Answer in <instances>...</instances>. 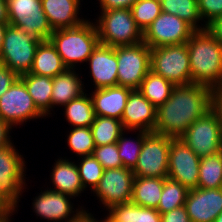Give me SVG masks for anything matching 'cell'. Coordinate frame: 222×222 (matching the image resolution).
<instances>
[{
    "instance_id": "cell-51",
    "label": "cell",
    "mask_w": 222,
    "mask_h": 222,
    "mask_svg": "<svg viewBox=\"0 0 222 222\" xmlns=\"http://www.w3.org/2000/svg\"><path fill=\"white\" fill-rule=\"evenodd\" d=\"M214 222H222V212L216 217Z\"/></svg>"
},
{
    "instance_id": "cell-43",
    "label": "cell",
    "mask_w": 222,
    "mask_h": 222,
    "mask_svg": "<svg viewBox=\"0 0 222 222\" xmlns=\"http://www.w3.org/2000/svg\"><path fill=\"white\" fill-rule=\"evenodd\" d=\"M212 111L216 114L222 132V86L213 89Z\"/></svg>"
},
{
    "instance_id": "cell-18",
    "label": "cell",
    "mask_w": 222,
    "mask_h": 222,
    "mask_svg": "<svg viewBox=\"0 0 222 222\" xmlns=\"http://www.w3.org/2000/svg\"><path fill=\"white\" fill-rule=\"evenodd\" d=\"M157 108L139 90H131L121 122L124 130L153 132Z\"/></svg>"
},
{
    "instance_id": "cell-7",
    "label": "cell",
    "mask_w": 222,
    "mask_h": 222,
    "mask_svg": "<svg viewBox=\"0 0 222 222\" xmlns=\"http://www.w3.org/2000/svg\"><path fill=\"white\" fill-rule=\"evenodd\" d=\"M118 86L139 90L150 71L151 49L144 43L115 47Z\"/></svg>"
},
{
    "instance_id": "cell-20",
    "label": "cell",
    "mask_w": 222,
    "mask_h": 222,
    "mask_svg": "<svg viewBox=\"0 0 222 222\" xmlns=\"http://www.w3.org/2000/svg\"><path fill=\"white\" fill-rule=\"evenodd\" d=\"M130 92L123 86L95 89L91 95L95 115L121 120Z\"/></svg>"
},
{
    "instance_id": "cell-44",
    "label": "cell",
    "mask_w": 222,
    "mask_h": 222,
    "mask_svg": "<svg viewBox=\"0 0 222 222\" xmlns=\"http://www.w3.org/2000/svg\"><path fill=\"white\" fill-rule=\"evenodd\" d=\"M206 30L213 38L222 45V16L215 18L208 25Z\"/></svg>"
},
{
    "instance_id": "cell-11",
    "label": "cell",
    "mask_w": 222,
    "mask_h": 222,
    "mask_svg": "<svg viewBox=\"0 0 222 222\" xmlns=\"http://www.w3.org/2000/svg\"><path fill=\"white\" fill-rule=\"evenodd\" d=\"M196 30L176 15L161 14L144 30L143 42L150 48L182 44L189 41Z\"/></svg>"
},
{
    "instance_id": "cell-21",
    "label": "cell",
    "mask_w": 222,
    "mask_h": 222,
    "mask_svg": "<svg viewBox=\"0 0 222 222\" xmlns=\"http://www.w3.org/2000/svg\"><path fill=\"white\" fill-rule=\"evenodd\" d=\"M52 30L71 28L85 20L78 18L80 0H41Z\"/></svg>"
},
{
    "instance_id": "cell-15",
    "label": "cell",
    "mask_w": 222,
    "mask_h": 222,
    "mask_svg": "<svg viewBox=\"0 0 222 222\" xmlns=\"http://www.w3.org/2000/svg\"><path fill=\"white\" fill-rule=\"evenodd\" d=\"M184 206L191 222H214L222 212V188L190 189Z\"/></svg>"
},
{
    "instance_id": "cell-3",
    "label": "cell",
    "mask_w": 222,
    "mask_h": 222,
    "mask_svg": "<svg viewBox=\"0 0 222 222\" xmlns=\"http://www.w3.org/2000/svg\"><path fill=\"white\" fill-rule=\"evenodd\" d=\"M49 40L67 69H76L75 64L87 62L100 44L96 25L86 19L78 26L54 30Z\"/></svg>"
},
{
    "instance_id": "cell-49",
    "label": "cell",
    "mask_w": 222,
    "mask_h": 222,
    "mask_svg": "<svg viewBox=\"0 0 222 222\" xmlns=\"http://www.w3.org/2000/svg\"><path fill=\"white\" fill-rule=\"evenodd\" d=\"M78 222H99L91 215V213H86ZM104 222V221H100Z\"/></svg>"
},
{
    "instance_id": "cell-38",
    "label": "cell",
    "mask_w": 222,
    "mask_h": 222,
    "mask_svg": "<svg viewBox=\"0 0 222 222\" xmlns=\"http://www.w3.org/2000/svg\"><path fill=\"white\" fill-rule=\"evenodd\" d=\"M92 155L100 162L104 170L123 167L116 143L95 146Z\"/></svg>"
},
{
    "instance_id": "cell-4",
    "label": "cell",
    "mask_w": 222,
    "mask_h": 222,
    "mask_svg": "<svg viewBox=\"0 0 222 222\" xmlns=\"http://www.w3.org/2000/svg\"><path fill=\"white\" fill-rule=\"evenodd\" d=\"M96 21L101 45L119 47L143 42V31L136 25L130 9L102 10Z\"/></svg>"
},
{
    "instance_id": "cell-50",
    "label": "cell",
    "mask_w": 222,
    "mask_h": 222,
    "mask_svg": "<svg viewBox=\"0 0 222 222\" xmlns=\"http://www.w3.org/2000/svg\"><path fill=\"white\" fill-rule=\"evenodd\" d=\"M11 215H12V212L0 213V222H10L9 219Z\"/></svg>"
},
{
    "instance_id": "cell-40",
    "label": "cell",
    "mask_w": 222,
    "mask_h": 222,
    "mask_svg": "<svg viewBox=\"0 0 222 222\" xmlns=\"http://www.w3.org/2000/svg\"><path fill=\"white\" fill-rule=\"evenodd\" d=\"M19 78L9 67L0 63V97Z\"/></svg>"
},
{
    "instance_id": "cell-25",
    "label": "cell",
    "mask_w": 222,
    "mask_h": 222,
    "mask_svg": "<svg viewBox=\"0 0 222 222\" xmlns=\"http://www.w3.org/2000/svg\"><path fill=\"white\" fill-rule=\"evenodd\" d=\"M104 222H161V214L154 208L142 207L133 202L113 205Z\"/></svg>"
},
{
    "instance_id": "cell-22",
    "label": "cell",
    "mask_w": 222,
    "mask_h": 222,
    "mask_svg": "<svg viewBox=\"0 0 222 222\" xmlns=\"http://www.w3.org/2000/svg\"><path fill=\"white\" fill-rule=\"evenodd\" d=\"M51 180L54 185L51 191L78 196L83 190L77 165L66 159H58L52 169Z\"/></svg>"
},
{
    "instance_id": "cell-41",
    "label": "cell",
    "mask_w": 222,
    "mask_h": 222,
    "mask_svg": "<svg viewBox=\"0 0 222 222\" xmlns=\"http://www.w3.org/2000/svg\"><path fill=\"white\" fill-rule=\"evenodd\" d=\"M161 222H191L185 206L175 208L169 212L161 214Z\"/></svg>"
},
{
    "instance_id": "cell-39",
    "label": "cell",
    "mask_w": 222,
    "mask_h": 222,
    "mask_svg": "<svg viewBox=\"0 0 222 222\" xmlns=\"http://www.w3.org/2000/svg\"><path fill=\"white\" fill-rule=\"evenodd\" d=\"M199 13L207 26L215 18L222 16V0H197Z\"/></svg>"
},
{
    "instance_id": "cell-2",
    "label": "cell",
    "mask_w": 222,
    "mask_h": 222,
    "mask_svg": "<svg viewBox=\"0 0 222 222\" xmlns=\"http://www.w3.org/2000/svg\"><path fill=\"white\" fill-rule=\"evenodd\" d=\"M191 83L212 89L222 86V45L205 30H196L187 42Z\"/></svg>"
},
{
    "instance_id": "cell-37",
    "label": "cell",
    "mask_w": 222,
    "mask_h": 222,
    "mask_svg": "<svg viewBox=\"0 0 222 222\" xmlns=\"http://www.w3.org/2000/svg\"><path fill=\"white\" fill-rule=\"evenodd\" d=\"M77 169L83 188L86 189L90 185L93 191L100 182L104 171L100 162L93 155L83 156L80 164L77 165Z\"/></svg>"
},
{
    "instance_id": "cell-13",
    "label": "cell",
    "mask_w": 222,
    "mask_h": 222,
    "mask_svg": "<svg viewBox=\"0 0 222 222\" xmlns=\"http://www.w3.org/2000/svg\"><path fill=\"white\" fill-rule=\"evenodd\" d=\"M200 157L181 139L172 138L168 160V177L188 190L198 186Z\"/></svg>"
},
{
    "instance_id": "cell-24",
    "label": "cell",
    "mask_w": 222,
    "mask_h": 222,
    "mask_svg": "<svg viewBox=\"0 0 222 222\" xmlns=\"http://www.w3.org/2000/svg\"><path fill=\"white\" fill-rule=\"evenodd\" d=\"M74 70L66 69L63 73L53 77L52 108L54 105L65 106L71 100L85 93L82 81Z\"/></svg>"
},
{
    "instance_id": "cell-23",
    "label": "cell",
    "mask_w": 222,
    "mask_h": 222,
    "mask_svg": "<svg viewBox=\"0 0 222 222\" xmlns=\"http://www.w3.org/2000/svg\"><path fill=\"white\" fill-rule=\"evenodd\" d=\"M66 69L61 56L58 54L51 41H41L36 49L30 73L53 78L58 74L63 73Z\"/></svg>"
},
{
    "instance_id": "cell-12",
    "label": "cell",
    "mask_w": 222,
    "mask_h": 222,
    "mask_svg": "<svg viewBox=\"0 0 222 222\" xmlns=\"http://www.w3.org/2000/svg\"><path fill=\"white\" fill-rule=\"evenodd\" d=\"M40 117L44 115L35 106L25 83L18 78L0 97V119L13 126Z\"/></svg>"
},
{
    "instance_id": "cell-48",
    "label": "cell",
    "mask_w": 222,
    "mask_h": 222,
    "mask_svg": "<svg viewBox=\"0 0 222 222\" xmlns=\"http://www.w3.org/2000/svg\"><path fill=\"white\" fill-rule=\"evenodd\" d=\"M8 24L9 23H0V50L2 48L4 35H5L6 28H7Z\"/></svg>"
},
{
    "instance_id": "cell-1",
    "label": "cell",
    "mask_w": 222,
    "mask_h": 222,
    "mask_svg": "<svg viewBox=\"0 0 222 222\" xmlns=\"http://www.w3.org/2000/svg\"><path fill=\"white\" fill-rule=\"evenodd\" d=\"M213 89L189 83L172 88L169 99L156 111L154 133L180 138L198 118L212 110Z\"/></svg>"
},
{
    "instance_id": "cell-42",
    "label": "cell",
    "mask_w": 222,
    "mask_h": 222,
    "mask_svg": "<svg viewBox=\"0 0 222 222\" xmlns=\"http://www.w3.org/2000/svg\"><path fill=\"white\" fill-rule=\"evenodd\" d=\"M101 10L130 9L137 0H99Z\"/></svg>"
},
{
    "instance_id": "cell-28",
    "label": "cell",
    "mask_w": 222,
    "mask_h": 222,
    "mask_svg": "<svg viewBox=\"0 0 222 222\" xmlns=\"http://www.w3.org/2000/svg\"><path fill=\"white\" fill-rule=\"evenodd\" d=\"M173 87L174 85L169 80L150 70L143 79L139 91L158 108L169 99Z\"/></svg>"
},
{
    "instance_id": "cell-14",
    "label": "cell",
    "mask_w": 222,
    "mask_h": 222,
    "mask_svg": "<svg viewBox=\"0 0 222 222\" xmlns=\"http://www.w3.org/2000/svg\"><path fill=\"white\" fill-rule=\"evenodd\" d=\"M134 173L126 167L106 169L93 192L104 207L128 203L132 198Z\"/></svg>"
},
{
    "instance_id": "cell-8",
    "label": "cell",
    "mask_w": 222,
    "mask_h": 222,
    "mask_svg": "<svg viewBox=\"0 0 222 222\" xmlns=\"http://www.w3.org/2000/svg\"><path fill=\"white\" fill-rule=\"evenodd\" d=\"M9 24L21 27L27 35L44 41L53 30L42 8L41 0H6Z\"/></svg>"
},
{
    "instance_id": "cell-30",
    "label": "cell",
    "mask_w": 222,
    "mask_h": 222,
    "mask_svg": "<svg viewBox=\"0 0 222 222\" xmlns=\"http://www.w3.org/2000/svg\"><path fill=\"white\" fill-rule=\"evenodd\" d=\"M197 188H222V150L200 159Z\"/></svg>"
},
{
    "instance_id": "cell-26",
    "label": "cell",
    "mask_w": 222,
    "mask_h": 222,
    "mask_svg": "<svg viewBox=\"0 0 222 222\" xmlns=\"http://www.w3.org/2000/svg\"><path fill=\"white\" fill-rule=\"evenodd\" d=\"M19 78L25 83L28 93L31 95L35 106L44 115L50 114L52 109L53 78L26 73Z\"/></svg>"
},
{
    "instance_id": "cell-31",
    "label": "cell",
    "mask_w": 222,
    "mask_h": 222,
    "mask_svg": "<svg viewBox=\"0 0 222 222\" xmlns=\"http://www.w3.org/2000/svg\"><path fill=\"white\" fill-rule=\"evenodd\" d=\"M95 146L116 143L124 130L121 120L96 116L90 126Z\"/></svg>"
},
{
    "instance_id": "cell-5",
    "label": "cell",
    "mask_w": 222,
    "mask_h": 222,
    "mask_svg": "<svg viewBox=\"0 0 222 222\" xmlns=\"http://www.w3.org/2000/svg\"><path fill=\"white\" fill-rule=\"evenodd\" d=\"M40 42L27 35L21 27L8 24L0 50V63L18 76L30 73Z\"/></svg>"
},
{
    "instance_id": "cell-29",
    "label": "cell",
    "mask_w": 222,
    "mask_h": 222,
    "mask_svg": "<svg viewBox=\"0 0 222 222\" xmlns=\"http://www.w3.org/2000/svg\"><path fill=\"white\" fill-rule=\"evenodd\" d=\"M66 120L74 127H90L95 120L93 102L86 93L71 100L65 106Z\"/></svg>"
},
{
    "instance_id": "cell-35",
    "label": "cell",
    "mask_w": 222,
    "mask_h": 222,
    "mask_svg": "<svg viewBox=\"0 0 222 222\" xmlns=\"http://www.w3.org/2000/svg\"><path fill=\"white\" fill-rule=\"evenodd\" d=\"M130 10L136 25L143 32L162 12L160 0H137Z\"/></svg>"
},
{
    "instance_id": "cell-10",
    "label": "cell",
    "mask_w": 222,
    "mask_h": 222,
    "mask_svg": "<svg viewBox=\"0 0 222 222\" xmlns=\"http://www.w3.org/2000/svg\"><path fill=\"white\" fill-rule=\"evenodd\" d=\"M200 158L222 150V132L216 114L211 110L195 120L179 138Z\"/></svg>"
},
{
    "instance_id": "cell-47",
    "label": "cell",
    "mask_w": 222,
    "mask_h": 222,
    "mask_svg": "<svg viewBox=\"0 0 222 222\" xmlns=\"http://www.w3.org/2000/svg\"><path fill=\"white\" fill-rule=\"evenodd\" d=\"M0 23H9V15L6 0H0Z\"/></svg>"
},
{
    "instance_id": "cell-32",
    "label": "cell",
    "mask_w": 222,
    "mask_h": 222,
    "mask_svg": "<svg viewBox=\"0 0 222 222\" xmlns=\"http://www.w3.org/2000/svg\"><path fill=\"white\" fill-rule=\"evenodd\" d=\"M162 12L178 16L185 20L195 30H205L206 25H197L202 20L197 5V0H160Z\"/></svg>"
},
{
    "instance_id": "cell-34",
    "label": "cell",
    "mask_w": 222,
    "mask_h": 222,
    "mask_svg": "<svg viewBox=\"0 0 222 222\" xmlns=\"http://www.w3.org/2000/svg\"><path fill=\"white\" fill-rule=\"evenodd\" d=\"M137 131L140 133L137 136V140L133 141L125 138L123 134L124 131H122L118 141L116 142L123 167L130 168L132 170L137 165L138 156L141 152L144 138L149 134V132L146 131Z\"/></svg>"
},
{
    "instance_id": "cell-45",
    "label": "cell",
    "mask_w": 222,
    "mask_h": 222,
    "mask_svg": "<svg viewBox=\"0 0 222 222\" xmlns=\"http://www.w3.org/2000/svg\"><path fill=\"white\" fill-rule=\"evenodd\" d=\"M10 129L12 126L0 119V150L13 144L10 140L11 136H9Z\"/></svg>"
},
{
    "instance_id": "cell-6",
    "label": "cell",
    "mask_w": 222,
    "mask_h": 222,
    "mask_svg": "<svg viewBox=\"0 0 222 222\" xmlns=\"http://www.w3.org/2000/svg\"><path fill=\"white\" fill-rule=\"evenodd\" d=\"M150 70L174 86L191 83L187 42L151 49Z\"/></svg>"
},
{
    "instance_id": "cell-17",
    "label": "cell",
    "mask_w": 222,
    "mask_h": 222,
    "mask_svg": "<svg viewBox=\"0 0 222 222\" xmlns=\"http://www.w3.org/2000/svg\"><path fill=\"white\" fill-rule=\"evenodd\" d=\"M24 166V158L13 144L0 150V186L16 204L25 186Z\"/></svg>"
},
{
    "instance_id": "cell-27",
    "label": "cell",
    "mask_w": 222,
    "mask_h": 222,
    "mask_svg": "<svg viewBox=\"0 0 222 222\" xmlns=\"http://www.w3.org/2000/svg\"><path fill=\"white\" fill-rule=\"evenodd\" d=\"M165 178L134 177L131 202L157 209Z\"/></svg>"
},
{
    "instance_id": "cell-33",
    "label": "cell",
    "mask_w": 222,
    "mask_h": 222,
    "mask_svg": "<svg viewBox=\"0 0 222 222\" xmlns=\"http://www.w3.org/2000/svg\"><path fill=\"white\" fill-rule=\"evenodd\" d=\"M188 191L189 190L186 187L176 180L166 177L156 210L160 214H163L183 206L186 201Z\"/></svg>"
},
{
    "instance_id": "cell-9",
    "label": "cell",
    "mask_w": 222,
    "mask_h": 222,
    "mask_svg": "<svg viewBox=\"0 0 222 222\" xmlns=\"http://www.w3.org/2000/svg\"><path fill=\"white\" fill-rule=\"evenodd\" d=\"M171 137L149 133L138 156L137 165L132 170L136 177H168V160Z\"/></svg>"
},
{
    "instance_id": "cell-46",
    "label": "cell",
    "mask_w": 222,
    "mask_h": 222,
    "mask_svg": "<svg viewBox=\"0 0 222 222\" xmlns=\"http://www.w3.org/2000/svg\"><path fill=\"white\" fill-rule=\"evenodd\" d=\"M17 204L3 191L0 186V213L14 212Z\"/></svg>"
},
{
    "instance_id": "cell-16",
    "label": "cell",
    "mask_w": 222,
    "mask_h": 222,
    "mask_svg": "<svg viewBox=\"0 0 222 222\" xmlns=\"http://www.w3.org/2000/svg\"><path fill=\"white\" fill-rule=\"evenodd\" d=\"M38 197H35L33 202V209L37 216L43 217L48 221L61 222L64 219L67 222H78L87 212L86 210L76 209V214L70 216L73 206L69 202V198L73 197L65 193H58L51 190L40 192ZM71 217V218H69ZM69 218V219H68Z\"/></svg>"
},
{
    "instance_id": "cell-19",
    "label": "cell",
    "mask_w": 222,
    "mask_h": 222,
    "mask_svg": "<svg viewBox=\"0 0 222 222\" xmlns=\"http://www.w3.org/2000/svg\"><path fill=\"white\" fill-rule=\"evenodd\" d=\"M87 61L95 89L118 86L115 47L99 44Z\"/></svg>"
},
{
    "instance_id": "cell-36",
    "label": "cell",
    "mask_w": 222,
    "mask_h": 222,
    "mask_svg": "<svg viewBox=\"0 0 222 222\" xmlns=\"http://www.w3.org/2000/svg\"><path fill=\"white\" fill-rule=\"evenodd\" d=\"M68 146L79 156L93 154L95 144L90 127H74L67 138Z\"/></svg>"
}]
</instances>
